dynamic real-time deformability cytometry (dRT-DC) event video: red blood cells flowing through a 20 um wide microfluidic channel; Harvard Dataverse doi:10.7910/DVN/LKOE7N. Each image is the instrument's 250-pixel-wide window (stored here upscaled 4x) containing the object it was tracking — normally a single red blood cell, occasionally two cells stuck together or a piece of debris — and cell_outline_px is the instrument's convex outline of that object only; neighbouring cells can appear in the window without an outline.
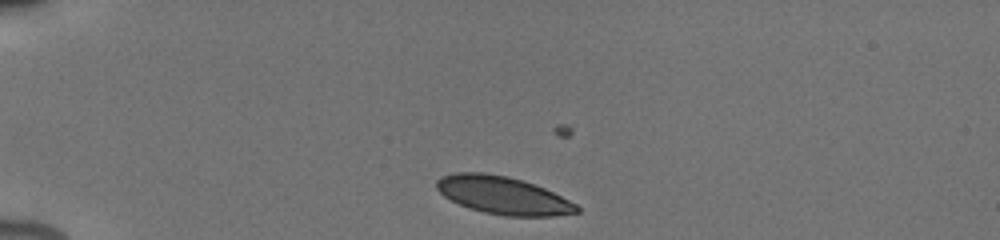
{"species": "human", "species_latin": "Homo sapiens", "temperature_condition": "cold", "stored_images_in_passage": 38, "camera_frame_rate_fps": 3000, "um_per_image_px": 0.085, "donor": {"sex": "male"}, "frame": {"image": 1, "passage_image": 1, "time_ms": 0.0, "image_size_px": [1000, 240], "cell_outline_px": [[580, 212], [552, 216], [504, 216], [484, 212], [460, 204], [444, 196], [436, 188], [436, 180], [440, 176], [456, 172], [484, 172], [508, 176], [544, 188], [576, 204], [580, 208]], "centroid_in_image_um": [42.73, 16.59], "position_along_channel_um": 42.3, "area_um2": 30.58}}
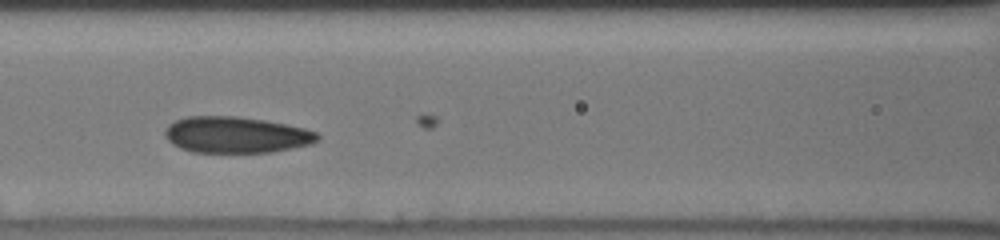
{"frame": {"image": 2, "passage_image": 9, "time_ms": 4.0, "image_size_px": [1000, 240], "cell_outline_px": [[320, 136], [312, 144], [272, 152], [192, 152], [180, 148], [172, 144], [164, 136], [164, 132], [168, 124], [176, 120], [188, 116], [236, 116], [264, 120], [304, 128], [316, 132]], "centroid_in_image_um": [20.03, 11.46], "position_along_channel_um": 146.6, "area_um2": 32.19}}
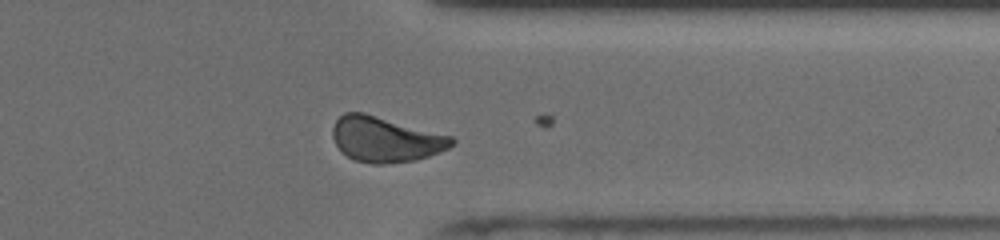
{"frame": {"image": 3, "passage_image": 26, "time_ms": 10.0, "image_size_px": [1000, 240], "cell_outline_px": [[456, 140], [448, 148], [428, 156], [416, 160], [384, 164], [372, 164], [352, 160], [336, 144], [332, 136], [332, 128], [336, 120], [344, 112], [364, 112], [452, 136]], "centroid_in_image_um": [32.75, 11.84], "position_along_channel_um": 378.6, "area_um2": 31.39}, "authors_computed_cell_mechanics": {"area_um2": 31.1542, "velocity_mm_per_s": 3.8828, "shape_relaxation_time_tau1_ms": 3.9022, "shape_relaxation_time_tau2_ms": 3.3479, "deformation_change_tau1": 0.0742, "deformation_change_tau2": 0.0543}}